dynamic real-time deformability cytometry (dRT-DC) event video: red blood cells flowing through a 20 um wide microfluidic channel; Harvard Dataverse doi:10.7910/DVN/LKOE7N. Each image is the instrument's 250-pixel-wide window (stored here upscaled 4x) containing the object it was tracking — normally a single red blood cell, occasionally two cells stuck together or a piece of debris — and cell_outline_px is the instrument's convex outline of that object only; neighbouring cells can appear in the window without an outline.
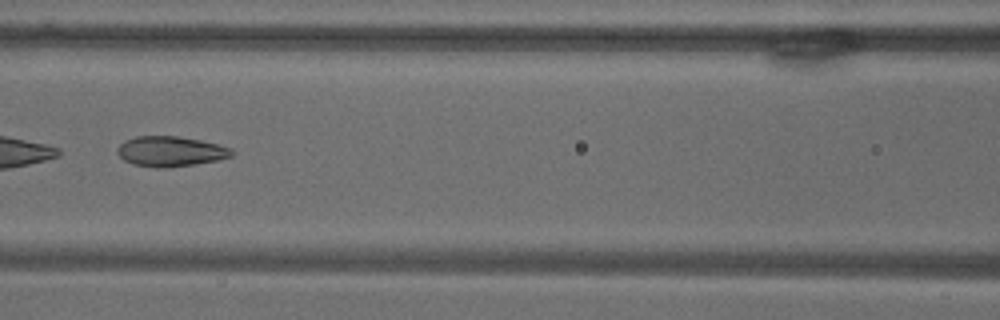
{"species": "common noctule bat (a hibernating species)", "species_latin": "Nyctalus noctula", "temperature_condition": "warm", "stored_images_in_passage": 10, "camera_frame_rate_fps": 3000, "um_per_image_px": 0.085, "animal": {"sex": "male", "body_mass_g": 18.8}, "frame": {"image": 1, "passage_image": 9, "time_ms": 10.333, "image_size_px": [1000, 320], "cell_outline_px": [[236, 152], [232, 156], [216, 160], [168, 168], [156, 168], [132, 164], [124, 160], [116, 152], [116, 148], [124, 140], [136, 136], [176, 136], [200, 140], [232, 148]], "centroid_in_image_um": [14.46, 12.87], "position_along_channel_um": 152.1, "area_um2": 20.17}}